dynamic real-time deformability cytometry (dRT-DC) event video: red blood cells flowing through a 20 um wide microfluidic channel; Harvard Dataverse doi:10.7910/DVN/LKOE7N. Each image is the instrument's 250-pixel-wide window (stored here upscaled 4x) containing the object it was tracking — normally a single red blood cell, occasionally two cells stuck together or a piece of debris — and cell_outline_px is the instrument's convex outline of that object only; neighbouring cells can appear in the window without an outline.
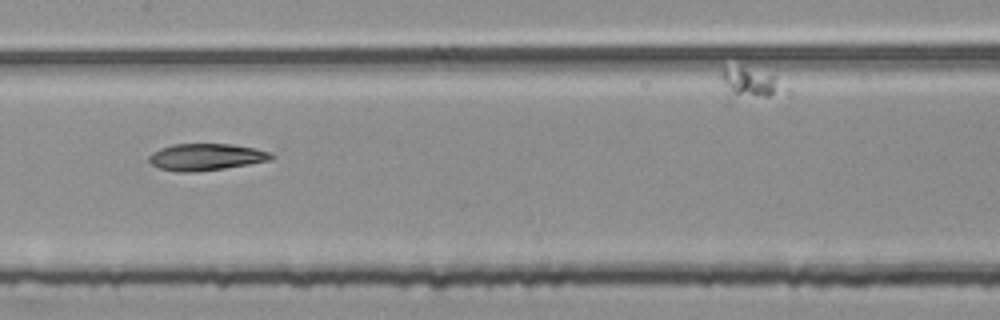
{"species": "common noctule bat (a hibernating species)", "species_latin": "Nyctalus noctula", "temperature_condition": "room temperature", "stored_images_in_passage": 55, "segment_of_instrument_passage": [2, 2], "camera_frame_rate_fps": 3000, "um_per_image_px": 0.085, "animal": {"sex": "female", "body_mass_g": 25.1}, "frame": {"image": 1, "passage_image": 27, "time_ms": 8.667, "image_size_px": [1000, 320], "cell_outline_px": [[276, 156], [272, 160], [224, 168], [196, 172], [176, 172], [160, 168], [152, 164], [148, 160], [148, 156], [152, 152], [160, 148], [172, 144], [232, 144], [256, 148], [272, 152]], "centroid_in_image_um": [17.54, 13.34], "position_along_channel_um": 189.9, "area_um2": 19.31}}
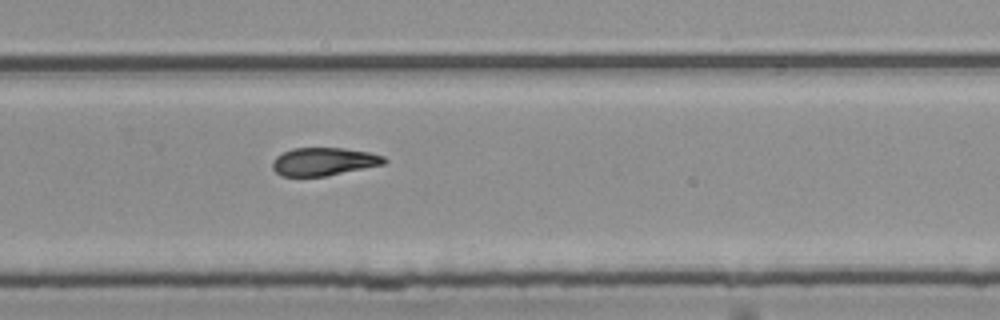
{"frame": {"image": 2, "passage_image": 36, "time_ms": 11.667, "image_size_px": [1000, 320], "cell_outline_px": [[388, 160], [384, 164], [324, 176], [280, 176], [272, 168], [272, 160], [276, 156], [292, 148], [344, 148], [368, 152], [384, 156]], "centroid_in_image_um": [27.49, 13.73], "position_along_channel_um": 302.3, "area_um2": 18.15}}
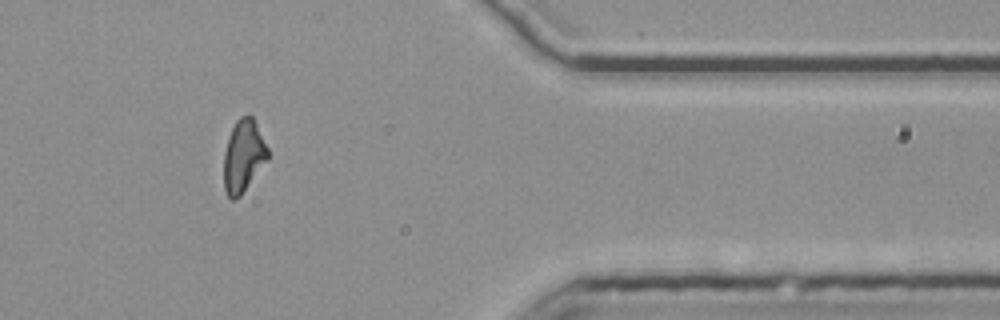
{"frame": {"image": 3, "passage_image": 45, "time_ms": 14.667, "image_size_px": [1000, 320], "cell_outline_px": [[268, 160], [240, 196], [236, 200], [232, 200], [228, 196], [224, 188], [224, 152], [228, 136], [236, 120], [240, 116], [248, 112], [252, 116], [268, 148]], "centroid_in_image_um": [20.68, 13.24], "position_along_channel_um": 390.7, "area_um2": 18.67}}